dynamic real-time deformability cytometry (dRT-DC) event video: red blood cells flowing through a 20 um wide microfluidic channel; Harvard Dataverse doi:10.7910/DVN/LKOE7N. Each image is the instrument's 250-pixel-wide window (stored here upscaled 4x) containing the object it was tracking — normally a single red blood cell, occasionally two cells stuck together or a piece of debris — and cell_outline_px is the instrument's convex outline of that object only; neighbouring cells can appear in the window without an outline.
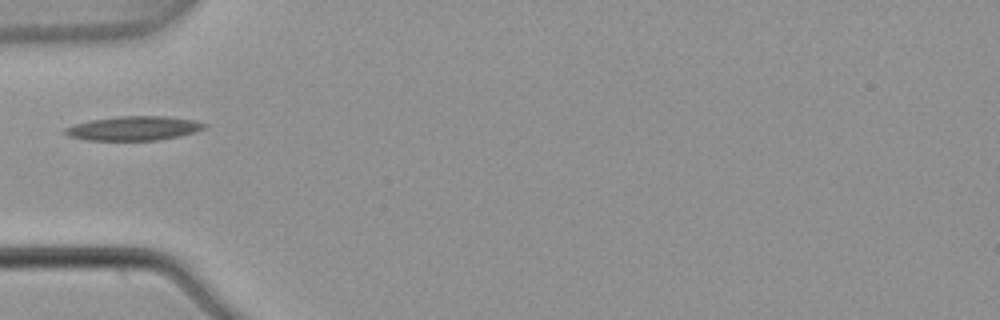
{"species": "common noctule bat (a hibernating species)", "species_latin": "Nyctalus noctula", "temperature_condition": "warm", "stored_images_in_passage": 1, "camera_frame_rate_fps": 3000, "um_per_image_px": 0.085, "animal": {"sex": "male", "body_mass_g": 21.5, "forearm_length_mm": 52.0}, "frame": {"image": 1, "passage_image": 1, "time_ms": 0.0, "image_size_px": [1000, 320], "cell_outline_px": [[208, 128], [196, 132], [180, 136], [156, 140], [84, 140], [68, 136], [64, 132], [64, 128], [76, 124], [92, 120], [116, 116], [164, 116], [196, 120], [208, 124]], "centroid_in_image_um": [11.43, 10.9], "position_along_channel_um": 73.6, "area_um2": 19.77}}